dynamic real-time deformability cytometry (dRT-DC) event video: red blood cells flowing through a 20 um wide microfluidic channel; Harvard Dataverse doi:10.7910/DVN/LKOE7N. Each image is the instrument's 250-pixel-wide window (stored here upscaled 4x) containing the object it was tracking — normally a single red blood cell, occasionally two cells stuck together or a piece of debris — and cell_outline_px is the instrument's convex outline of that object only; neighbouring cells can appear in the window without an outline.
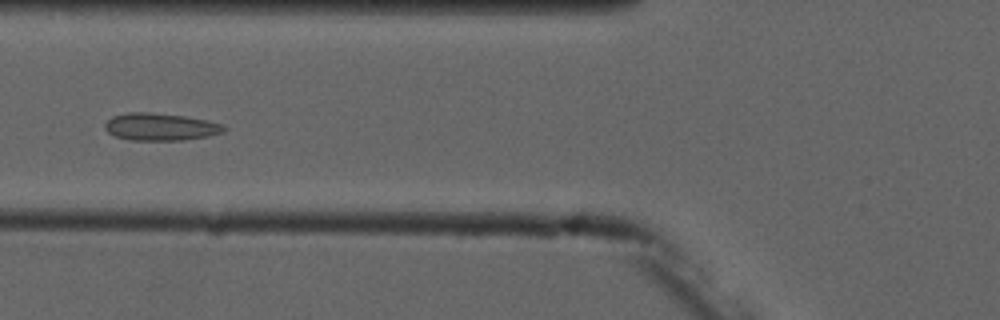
{"species": "common noctule bat (a hibernating species)", "species_latin": "Nyctalus noctula", "temperature_condition": "cold", "stored_images_in_passage": 6, "camera_frame_rate_fps": 3000, "um_per_image_px": 0.085, "animal": {"sex": "male", "forearm_length_mm": 52.5}, "frame": {"image": 1, "passage_image": 6, "time_ms": 6.0, "image_size_px": [1000, 320], "cell_outline_px": [[228, 128], [224, 132], [208, 136], [184, 140], [132, 140], [116, 136], [108, 132], [104, 128], [104, 124], [112, 116], [128, 112], [148, 112], [184, 116], [224, 124]], "centroid_in_image_um": [13.65, 10.78], "position_along_channel_um": 112.1, "area_um2": 18.96}}